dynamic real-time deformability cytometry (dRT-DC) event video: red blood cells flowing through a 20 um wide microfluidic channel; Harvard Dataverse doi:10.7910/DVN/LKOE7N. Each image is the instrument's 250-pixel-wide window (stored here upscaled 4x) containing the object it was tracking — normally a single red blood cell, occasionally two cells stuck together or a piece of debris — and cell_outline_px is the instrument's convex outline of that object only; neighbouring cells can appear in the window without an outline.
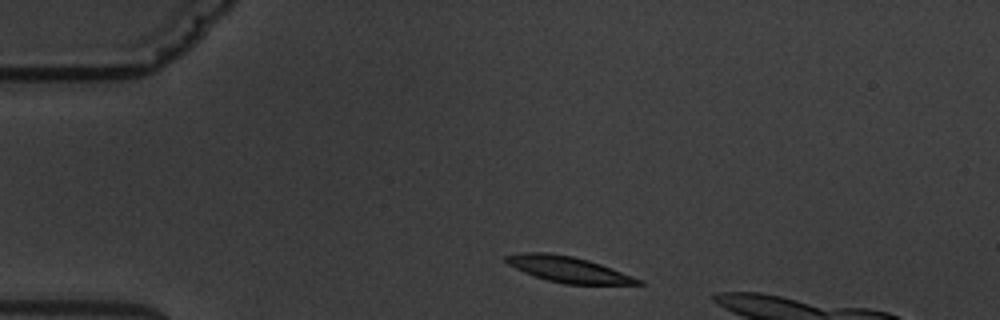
{"species": "common noctule bat (a hibernating species)", "species_latin": "Nyctalus noctula", "temperature_condition": "warm", "stored_images_in_passage": 7, "segment_of_instrument_passage": [1, 2], "camera_frame_rate_fps": 3000, "um_per_image_px": 0.085, "animal": {"sex": "male", "body_mass_g": 19.5, "forearm_length_mm": 54.6}, "frame": {"image": 1, "passage_image": 1, "time_ms": 0.0, "image_size_px": [1000, 320], "cell_outline_px": [[644, 284], [564, 284], [548, 280], [524, 272], [508, 264], [504, 260], [504, 256], [520, 252], [548, 252], [572, 256], [588, 260], [612, 268], [644, 280]], "centroid_in_image_um": [48.3, 22.89], "position_along_channel_um": 36.7, "area_um2": 19.83}}
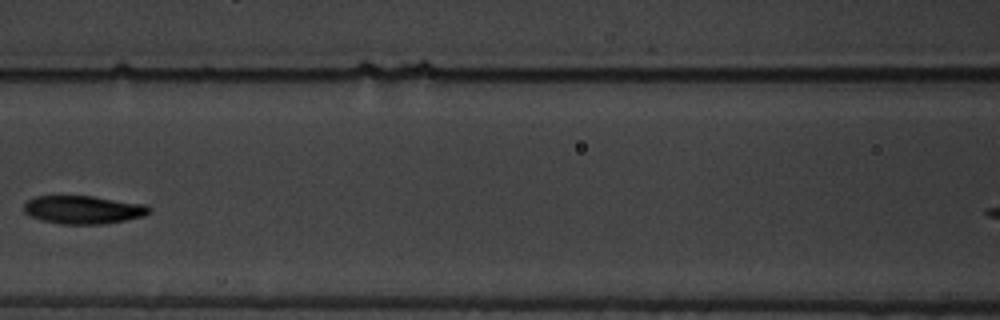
{"frame": {"image": 2, "passage_image": 5, "time_ms": 4.667, "image_size_px": [1000, 320], "cell_outline_px": [[152, 212], [144, 216], [124, 220], [100, 224], [60, 224], [40, 220], [28, 216], [24, 212], [24, 204], [28, 200], [36, 196], [92, 196], [148, 204], [152, 208]], "centroid_in_image_um": [7.09, 17.82], "position_along_channel_um": 159.5, "area_um2": 20.81}}
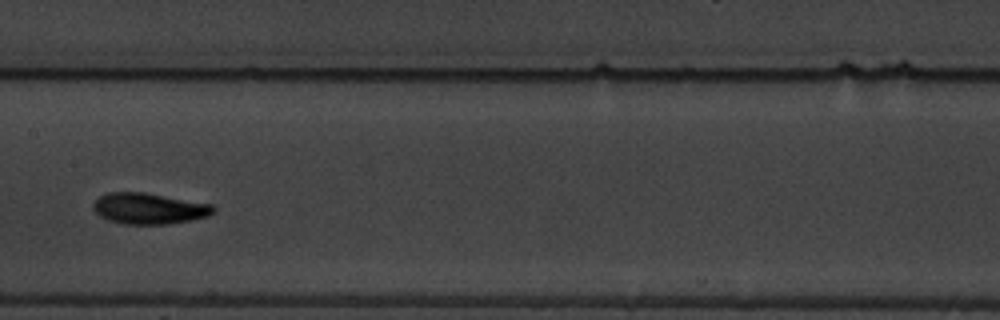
{"frame": {"image": 3, "passage_image": 6, "time_ms": 5.667, "image_size_px": [1000, 320], "cell_outline_px": [[216, 212], [208, 216], [192, 220], [168, 224], [124, 224], [108, 220], [100, 216], [92, 208], [92, 204], [100, 196], [108, 192], [144, 192], [212, 204], [216, 208]], "centroid_in_image_um": [12.68, 17.72], "position_along_channel_um": 194.7, "area_um2": 21.85}}